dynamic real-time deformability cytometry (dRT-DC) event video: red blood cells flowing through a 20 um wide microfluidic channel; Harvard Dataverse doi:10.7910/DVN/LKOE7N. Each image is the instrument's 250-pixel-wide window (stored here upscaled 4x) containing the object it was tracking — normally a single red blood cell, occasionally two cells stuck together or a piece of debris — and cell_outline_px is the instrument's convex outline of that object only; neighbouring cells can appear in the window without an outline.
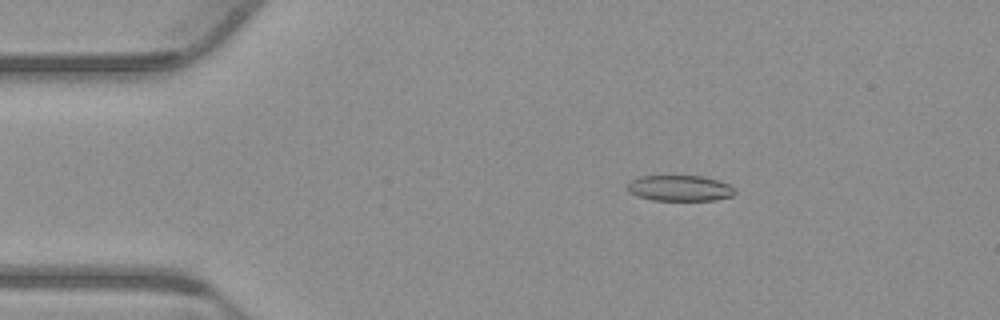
{"species": "common noctule bat (a hibernating species)", "species_latin": "Nyctalus noctula", "temperature_condition": "warm", "stored_images_in_passage": 55, "camera_frame_rate_fps": 3000, "um_per_image_px": 0.085, "animal": {"sex": "male", "body_mass_g": 23.1, "forearm_length_mm": 52.7}, "frame": {"image": 1, "passage_image": 10, "time_ms": 3.0, "image_size_px": [1000, 320], "cell_outline_px": [[736, 192], [732, 196], [716, 200], [652, 200], [636, 196], [628, 192], [628, 184], [632, 180], [640, 176], [704, 176], [728, 184]], "centroid_in_image_um": [57.76, 16.0], "position_along_channel_um": 27.2, "area_um2": 16.07}}
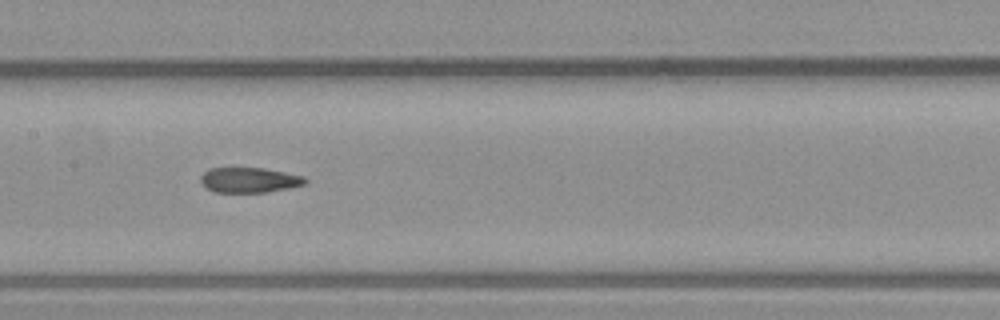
{"frame": {"image": 2, "passage_image": 27, "time_ms": 8.667, "image_size_px": [1000, 320], "cell_outline_px": [[308, 180], [304, 184], [292, 188], [268, 192], [212, 192], [200, 180], [200, 176], [208, 168], [264, 168], [304, 176]], "centroid_in_image_um": [21.21, 15.3], "position_along_channel_um": 186.2, "area_um2": 15.37}}
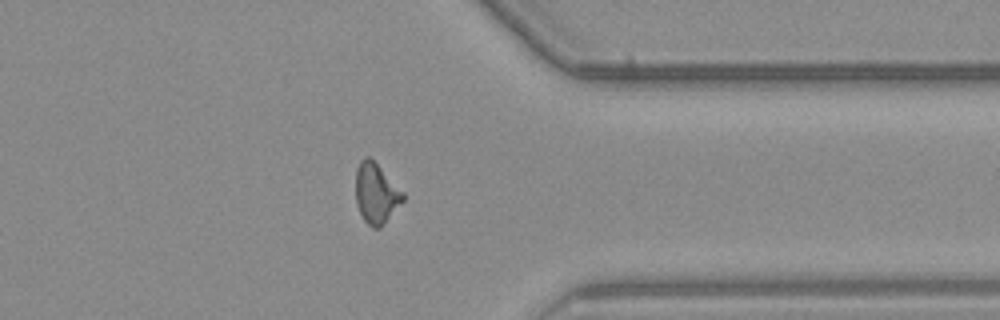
{"frame": {"image": 3, "passage_image": 43, "time_ms": 14.0, "image_size_px": [1000, 320], "cell_outline_px": [[404, 200], [384, 224], [380, 228], [372, 228], [364, 220], [356, 204], [356, 168], [360, 160], [364, 156], [368, 156], [404, 192]], "centroid_in_image_um": [31.96, 16.45], "position_along_channel_um": 379.4, "area_um2": 16.47}, "authors_computed_cell_mechanics": {"area_um2": 16.6464, "velocity_mm_per_s": 3.806, "shape_relaxation_time_tau1_ms": null, "shape_relaxation_time_tau2_ms": 4.5426, "deformation_change_tau1": null, "deformation_change_tau2": 0.1178}}